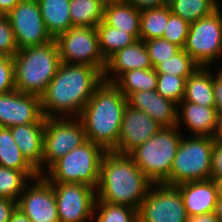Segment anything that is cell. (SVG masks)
<instances>
[{
    "instance_id": "6da1fadb",
    "label": "cell",
    "mask_w": 222,
    "mask_h": 222,
    "mask_svg": "<svg viewBox=\"0 0 222 222\" xmlns=\"http://www.w3.org/2000/svg\"><path fill=\"white\" fill-rule=\"evenodd\" d=\"M103 82V72L98 68L61 62L57 73L40 96L44 117H79L83 107Z\"/></svg>"
},
{
    "instance_id": "7a4b0ae2",
    "label": "cell",
    "mask_w": 222,
    "mask_h": 222,
    "mask_svg": "<svg viewBox=\"0 0 222 222\" xmlns=\"http://www.w3.org/2000/svg\"><path fill=\"white\" fill-rule=\"evenodd\" d=\"M151 184L128 154L107 151L100 165L97 200L138 210Z\"/></svg>"
},
{
    "instance_id": "3957f363",
    "label": "cell",
    "mask_w": 222,
    "mask_h": 222,
    "mask_svg": "<svg viewBox=\"0 0 222 222\" xmlns=\"http://www.w3.org/2000/svg\"><path fill=\"white\" fill-rule=\"evenodd\" d=\"M127 105L124 94L113 83L104 81L78 117L84 125L86 139L111 151L117 145Z\"/></svg>"
},
{
    "instance_id": "277c9868",
    "label": "cell",
    "mask_w": 222,
    "mask_h": 222,
    "mask_svg": "<svg viewBox=\"0 0 222 222\" xmlns=\"http://www.w3.org/2000/svg\"><path fill=\"white\" fill-rule=\"evenodd\" d=\"M13 62L16 90L41 96L61 64L57 42L20 49Z\"/></svg>"
},
{
    "instance_id": "5b68a950",
    "label": "cell",
    "mask_w": 222,
    "mask_h": 222,
    "mask_svg": "<svg viewBox=\"0 0 222 222\" xmlns=\"http://www.w3.org/2000/svg\"><path fill=\"white\" fill-rule=\"evenodd\" d=\"M180 131L177 126L162 127L128 154L152 184L169 185L170 171L183 136Z\"/></svg>"
},
{
    "instance_id": "8992f818",
    "label": "cell",
    "mask_w": 222,
    "mask_h": 222,
    "mask_svg": "<svg viewBox=\"0 0 222 222\" xmlns=\"http://www.w3.org/2000/svg\"><path fill=\"white\" fill-rule=\"evenodd\" d=\"M106 152L100 145L87 140L57 160L43 175L51 183H81L96 189Z\"/></svg>"
},
{
    "instance_id": "52a82bcc",
    "label": "cell",
    "mask_w": 222,
    "mask_h": 222,
    "mask_svg": "<svg viewBox=\"0 0 222 222\" xmlns=\"http://www.w3.org/2000/svg\"><path fill=\"white\" fill-rule=\"evenodd\" d=\"M186 136L183 133L174 157L169 176V185L171 186L211 179L214 138Z\"/></svg>"
},
{
    "instance_id": "ba28073f",
    "label": "cell",
    "mask_w": 222,
    "mask_h": 222,
    "mask_svg": "<svg viewBox=\"0 0 222 222\" xmlns=\"http://www.w3.org/2000/svg\"><path fill=\"white\" fill-rule=\"evenodd\" d=\"M183 49L202 67L214 65L222 56V10L219 6L210 15L189 26Z\"/></svg>"
},
{
    "instance_id": "9c48e42d",
    "label": "cell",
    "mask_w": 222,
    "mask_h": 222,
    "mask_svg": "<svg viewBox=\"0 0 222 222\" xmlns=\"http://www.w3.org/2000/svg\"><path fill=\"white\" fill-rule=\"evenodd\" d=\"M86 141L84 125L78 117L46 118L42 175L45 169L47 171L57 160Z\"/></svg>"
},
{
    "instance_id": "30bf717a",
    "label": "cell",
    "mask_w": 222,
    "mask_h": 222,
    "mask_svg": "<svg viewBox=\"0 0 222 222\" xmlns=\"http://www.w3.org/2000/svg\"><path fill=\"white\" fill-rule=\"evenodd\" d=\"M55 40L59 48L61 62L89 65L104 72L106 61L99 51L96 28L71 26Z\"/></svg>"
},
{
    "instance_id": "8fae6325",
    "label": "cell",
    "mask_w": 222,
    "mask_h": 222,
    "mask_svg": "<svg viewBox=\"0 0 222 222\" xmlns=\"http://www.w3.org/2000/svg\"><path fill=\"white\" fill-rule=\"evenodd\" d=\"M188 215L176 186L151 184L138 209V222H187Z\"/></svg>"
},
{
    "instance_id": "7c38bea8",
    "label": "cell",
    "mask_w": 222,
    "mask_h": 222,
    "mask_svg": "<svg viewBox=\"0 0 222 222\" xmlns=\"http://www.w3.org/2000/svg\"><path fill=\"white\" fill-rule=\"evenodd\" d=\"M59 222H92L96 189L81 183H51Z\"/></svg>"
},
{
    "instance_id": "4fadbf2b",
    "label": "cell",
    "mask_w": 222,
    "mask_h": 222,
    "mask_svg": "<svg viewBox=\"0 0 222 222\" xmlns=\"http://www.w3.org/2000/svg\"><path fill=\"white\" fill-rule=\"evenodd\" d=\"M6 16L18 50L54 40L45 27L37 0H21Z\"/></svg>"
},
{
    "instance_id": "5bb4252c",
    "label": "cell",
    "mask_w": 222,
    "mask_h": 222,
    "mask_svg": "<svg viewBox=\"0 0 222 222\" xmlns=\"http://www.w3.org/2000/svg\"><path fill=\"white\" fill-rule=\"evenodd\" d=\"M17 208L32 222H59L53 187L44 175L26 184L18 198Z\"/></svg>"
},
{
    "instance_id": "9a60e30c",
    "label": "cell",
    "mask_w": 222,
    "mask_h": 222,
    "mask_svg": "<svg viewBox=\"0 0 222 222\" xmlns=\"http://www.w3.org/2000/svg\"><path fill=\"white\" fill-rule=\"evenodd\" d=\"M40 96L12 90L0 94V127L45 122Z\"/></svg>"
},
{
    "instance_id": "2e32d148",
    "label": "cell",
    "mask_w": 222,
    "mask_h": 222,
    "mask_svg": "<svg viewBox=\"0 0 222 222\" xmlns=\"http://www.w3.org/2000/svg\"><path fill=\"white\" fill-rule=\"evenodd\" d=\"M162 126L146 112L127 105L121 123L117 145L111 150L119 154H129L137 146L155 135Z\"/></svg>"
},
{
    "instance_id": "e0dca14e",
    "label": "cell",
    "mask_w": 222,
    "mask_h": 222,
    "mask_svg": "<svg viewBox=\"0 0 222 222\" xmlns=\"http://www.w3.org/2000/svg\"><path fill=\"white\" fill-rule=\"evenodd\" d=\"M186 125L191 136L217 137L220 128V116L215 107L181 101L177 110V127L183 130Z\"/></svg>"
},
{
    "instance_id": "ac0fdd59",
    "label": "cell",
    "mask_w": 222,
    "mask_h": 222,
    "mask_svg": "<svg viewBox=\"0 0 222 222\" xmlns=\"http://www.w3.org/2000/svg\"><path fill=\"white\" fill-rule=\"evenodd\" d=\"M147 68L153 66L144 41L139 39L106 60L103 79L105 82L114 83L126 71Z\"/></svg>"
},
{
    "instance_id": "d6986e66",
    "label": "cell",
    "mask_w": 222,
    "mask_h": 222,
    "mask_svg": "<svg viewBox=\"0 0 222 222\" xmlns=\"http://www.w3.org/2000/svg\"><path fill=\"white\" fill-rule=\"evenodd\" d=\"M127 102L134 109L146 112L162 127L177 125L178 105L162 97L156 90L134 92Z\"/></svg>"
},
{
    "instance_id": "ffe728a7",
    "label": "cell",
    "mask_w": 222,
    "mask_h": 222,
    "mask_svg": "<svg viewBox=\"0 0 222 222\" xmlns=\"http://www.w3.org/2000/svg\"><path fill=\"white\" fill-rule=\"evenodd\" d=\"M176 187L181 193L188 216L214 212L218 192L212 179L185 182Z\"/></svg>"
},
{
    "instance_id": "44dd1931",
    "label": "cell",
    "mask_w": 222,
    "mask_h": 222,
    "mask_svg": "<svg viewBox=\"0 0 222 222\" xmlns=\"http://www.w3.org/2000/svg\"><path fill=\"white\" fill-rule=\"evenodd\" d=\"M45 122L10 127L12 137L25 159L42 175Z\"/></svg>"
},
{
    "instance_id": "7402d4cb",
    "label": "cell",
    "mask_w": 222,
    "mask_h": 222,
    "mask_svg": "<svg viewBox=\"0 0 222 222\" xmlns=\"http://www.w3.org/2000/svg\"><path fill=\"white\" fill-rule=\"evenodd\" d=\"M103 20L116 29L127 31L136 40L140 35V10L123 0H108Z\"/></svg>"
},
{
    "instance_id": "603a6c76",
    "label": "cell",
    "mask_w": 222,
    "mask_h": 222,
    "mask_svg": "<svg viewBox=\"0 0 222 222\" xmlns=\"http://www.w3.org/2000/svg\"><path fill=\"white\" fill-rule=\"evenodd\" d=\"M210 67L199 66L185 83V94L182 101L198 105L215 107L213 92V71Z\"/></svg>"
},
{
    "instance_id": "cb8c5ba5",
    "label": "cell",
    "mask_w": 222,
    "mask_h": 222,
    "mask_svg": "<svg viewBox=\"0 0 222 222\" xmlns=\"http://www.w3.org/2000/svg\"><path fill=\"white\" fill-rule=\"evenodd\" d=\"M41 16L48 33L53 39L72 26L69 11L70 0H37Z\"/></svg>"
},
{
    "instance_id": "d4e9b609",
    "label": "cell",
    "mask_w": 222,
    "mask_h": 222,
    "mask_svg": "<svg viewBox=\"0 0 222 222\" xmlns=\"http://www.w3.org/2000/svg\"><path fill=\"white\" fill-rule=\"evenodd\" d=\"M0 166L23 171L31 180L40 175L22 155L10 128L5 127H0Z\"/></svg>"
},
{
    "instance_id": "484cf974",
    "label": "cell",
    "mask_w": 222,
    "mask_h": 222,
    "mask_svg": "<svg viewBox=\"0 0 222 222\" xmlns=\"http://www.w3.org/2000/svg\"><path fill=\"white\" fill-rule=\"evenodd\" d=\"M99 51L103 59L106 61L115 52L132 45L137 41L127 31H121L111 25H108L104 20L96 27Z\"/></svg>"
},
{
    "instance_id": "4316f807",
    "label": "cell",
    "mask_w": 222,
    "mask_h": 222,
    "mask_svg": "<svg viewBox=\"0 0 222 222\" xmlns=\"http://www.w3.org/2000/svg\"><path fill=\"white\" fill-rule=\"evenodd\" d=\"M113 84L128 98L137 91L156 90L157 73L155 68L133 69L123 73Z\"/></svg>"
},
{
    "instance_id": "83f0119b",
    "label": "cell",
    "mask_w": 222,
    "mask_h": 222,
    "mask_svg": "<svg viewBox=\"0 0 222 222\" xmlns=\"http://www.w3.org/2000/svg\"><path fill=\"white\" fill-rule=\"evenodd\" d=\"M105 0H70L72 26L95 28L104 18Z\"/></svg>"
},
{
    "instance_id": "f1b7e54d",
    "label": "cell",
    "mask_w": 222,
    "mask_h": 222,
    "mask_svg": "<svg viewBox=\"0 0 222 222\" xmlns=\"http://www.w3.org/2000/svg\"><path fill=\"white\" fill-rule=\"evenodd\" d=\"M170 12L168 4L158 8L140 10L139 39L146 41L162 38Z\"/></svg>"
},
{
    "instance_id": "f546056e",
    "label": "cell",
    "mask_w": 222,
    "mask_h": 222,
    "mask_svg": "<svg viewBox=\"0 0 222 222\" xmlns=\"http://www.w3.org/2000/svg\"><path fill=\"white\" fill-rule=\"evenodd\" d=\"M171 12L189 24L210 15L219 6L218 0H168Z\"/></svg>"
},
{
    "instance_id": "4dcf8cb0",
    "label": "cell",
    "mask_w": 222,
    "mask_h": 222,
    "mask_svg": "<svg viewBox=\"0 0 222 222\" xmlns=\"http://www.w3.org/2000/svg\"><path fill=\"white\" fill-rule=\"evenodd\" d=\"M93 215L94 222H138V210L97 199Z\"/></svg>"
},
{
    "instance_id": "1f68e13d",
    "label": "cell",
    "mask_w": 222,
    "mask_h": 222,
    "mask_svg": "<svg viewBox=\"0 0 222 222\" xmlns=\"http://www.w3.org/2000/svg\"><path fill=\"white\" fill-rule=\"evenodd\" d=\"M30 180L23 171L0 166V198L17 202L24 187Z\"/></svg>"
},
{
    "instance_id": "d6a6232c",
    "label": "cell",
    "mask_w": 222,
    "mask_h": 222,
    "mask_svg": "<svg viewBox=\"0 0 222 222\" xmlns=\"http://www.w3.org/2000/svg\"><path fill=\"white\" fill-rule=\"evenodd\" d=\"M198 67L194 59L182 48L171 58L161 61L155 70L157 74H172L187 79Z\"/></svg>"
},
{
    "instance_id": "836d02e7",
    "label": "cell",
    "mask_w": 222,
    "mask_h": 222,
    "mask_svg": "<svg viewBox=\"0 0 222 222\" xmlns=\"http://www.w3.org/2000/svg\"><path fill=\"white\" fill-rule=\"evenodd\" d=\"M185 83L186 79L184 77L172 74H157L156 92L178 105L184 98Z\"/></svg>"
},
{
    "instance_id": "e575fe53",
    "label": "cell",
    "mask_w": 222,
    "mask_h": 222,
    "mask_svg": "<svg viewBox=\"0 0 222 222\" xmlns=\"http://www.w3.org/2000/svg\"><path fill=\"white\" fill-rule=\"evenodd\" d=\"M144 43L153 68L160 64L161 61L171 58V56H174L181 50L179 46L168 42L164 38L146 40Z\"/></svg>"
},
{
    "instance_id": "d590c367",
    "label": "cell",
    "mask_w": 222,
    "mask_h": 222,
    "mask_svg": "<svg viewBox=\"0 0 222 222\" xmlns=\"http://www.w3.org/2000/svg\"><path fill=\"white\" fill-rule=\"evenodd\" d=\"M189 26L187 21L170 12L162 38L182 49L188 36Z\"/></svg>"
},
{
    "instance_id": "8d00e7d4",
    "label": "cell",
    "mask_w": 222,
    "mask_h": 222,
    "mask_svg": "<svg viewBox=\"0 0 222 222\" xmlns=\"http://www.w3.org/2000/svg\"><path fill=\"white\" fill-rule=\"evenodd\" d=\"M17 51L12 26L6 15H0V55L13 57Z\"/></svg>"
},
{
    "instance_id": "74e56055",
    "label": "cell",
    "mask_w": 222,
    "mask_h": 222,
    "mask_svg": "<svg viewBox=\"0 0 222 222\" xmlns=\"http://www.w3.org/2000/svg\"><path fill=\"white\" fill-rule=\"evenodd\" d=\"M16 90L13 57L0 55V94Z\"/></svg>"
},
{
    "instance_id": "f35d334b",
    "label": "cell",
    "mask_w": 222,
    "mask_h": 222,
    "mask_svg": "<svg viewBox=\"0 0 222 222\" xmlns=\"http://www.w3.org/2000/svg\"><path fill=\"white\" fill-rule=\"evenodd\" d=\"M222 175V139L215 137L211 159V177Z\"/></svg>"
},
{
    "instance_id": "ab89813d",
    "label": "cell",
    "mask_w": 222,
    "mask_h": 222,
    "mask_svg": "<svg viewBox=\"0 0 222 222\" xmlns=\"http://www.w3.org/2000/svg\"><path fill=\"white\" fill-rule=\"evenodd\" d=\"M213 92L216 111L222 117V67L213 74Z\"/></svg>"
},
{
    "instance_id": "60d3db41",
    "label": "cell",
    "mask_w": 222,
    "mask_h": 222,
    "mask_svg": "<svg viewBox=\"0 0 222 222\" xmlns=\"http://www.w3.org/2000/svg\"><path fill=\"white\" fill-rule=\"evenodd\" d=\"M17 208V202L11 199L0 198V222H8L11 214Z\"/></svg>"
},
{
    "instance_id": "b9f144b4",
    "label": "cell",
    "mask_w": 222,
    "mask_h": 222,
    "mask_svg": "<svg viewBox=\"0 0 222 222\" xmlns=\"http://www.w3.org/2000/svg\"><path fill=\"white\" fill-rule=\"evenodd\" d=\"M123 1L131 4L138 10L158 8L168 3V0H123Z\"/></svg>"
},
{
    "instance_id": "7bdbcfd3",
    "label": "cell",
    "mask_w": 222,
    "mask_h": 222,
    "mask_svg": "<svg viewBox=\"0 0 222 222\" xmlns=\"http://www.w3.org/2000/svg\"><path fill=\"white\" fill-rule=\"evenodd\" d=\"M187 222H219L214 212L200 215L188 216Z\"/></svg>"
},
{
    "instance_id": "ee69618b",
    "label": "cell",
    "mask_w": 222,
    "mask_h": 222,
    "mask_svg": "<svg viewBox=\"0 0 222 222\" xmlns=\"http://www.w3.org/2000/svg\"><path fill=\"white\" fill-rule=\"evenodd\" d=\"M21 0H0V15H7Z\"/></svg>"
},
{
    "instance_id": "f6af8a7d",
    "label": "cell",
    "mask_w": 222,
    "mask_h": 222,
    "mask_svg": "<svg viewBox=\"0 0 222 222\" xmlns=\"http://www.w3.org/2000/svg\"><path fill=\"white\" fill-rule=\"evenodd\" d=\"M8 222H32L24 213H22L18 208L11 214L10 220Z\"/></svg>"
},
{
    "instance_id": "bcb514c9",
    "label": "cell",
    "mask_w": 222,
    "mask_h": 222,
    "mask_svg": "<svg viewBox=\"0 0 222 222\" xmlns=\"http://www.w3.org/2000/svg\"><path fill=\"white\" fill-rule=\"evenodd\" d=\"M215 217L219 222H222V197H218L217 203L214 209Z\"/></svg>"
},
{
    "instance_id": "7dc6e473",
    "label": "cell",
    "mask_w": 222,
    "mask_h": 222,
    "mask_svg": "<svg viewBox=\"0 0 222 222\" xmlns=\"http://www.w3.org/2000/svg\"><path fill=\"white\" fill-rule=\"evenodd\" d=\"M214 181L216 190L218 192V197H222V175L217 177H211Z\"/></svg>"
},
{
    "instance_id": "c3c4849f",
    "label": "cell",
    "mask_w": 222,
    "mask_h": 222,
    "mask_svg": "<svg viewBox=\"0 0 222 222\" xmlns=\"http://www.w3.org/2000/svg\"><path fill=\"white\" fill-rule=\"evenodd\" d=\"M217 137L222 139V117H220V128H219V133Z\"/></svg>"
}]
</instances>
